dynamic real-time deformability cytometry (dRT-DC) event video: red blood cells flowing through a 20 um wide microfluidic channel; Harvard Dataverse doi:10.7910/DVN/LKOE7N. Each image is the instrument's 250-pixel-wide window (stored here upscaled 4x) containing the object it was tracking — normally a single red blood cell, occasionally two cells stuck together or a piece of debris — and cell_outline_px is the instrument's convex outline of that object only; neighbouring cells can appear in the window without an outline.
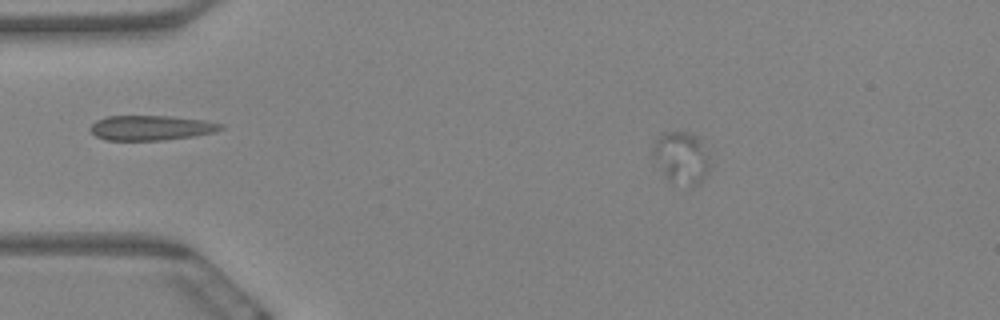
{"species": "Egyptian fruit bat (a non-hibernating species)", "species_latin": "Rousettus aegyptiacus", "temperature_condition": "warm", "stored_images_in_passage": 3, "camera_frame_rate_fps": 3000, "um_per_image_px": 0.085, "animal": {"sex": "female"}, "frame": {"image": 1, "passage_image": 1, "time_ms": 0.0, "image_size_px": [1000, 320], "cell_outline_px": [[708, 172], [700, 184], [692, 184], [668, 180], [664, 176], [652, 156], [652, 148], [656, 140], [664, 132], [692, 132], [700, 136], [708, 152]], "centroid_in_image_um": [57.93, 13.35], "position_along_channel_um": 27.1, "area_um2": 17.22}}